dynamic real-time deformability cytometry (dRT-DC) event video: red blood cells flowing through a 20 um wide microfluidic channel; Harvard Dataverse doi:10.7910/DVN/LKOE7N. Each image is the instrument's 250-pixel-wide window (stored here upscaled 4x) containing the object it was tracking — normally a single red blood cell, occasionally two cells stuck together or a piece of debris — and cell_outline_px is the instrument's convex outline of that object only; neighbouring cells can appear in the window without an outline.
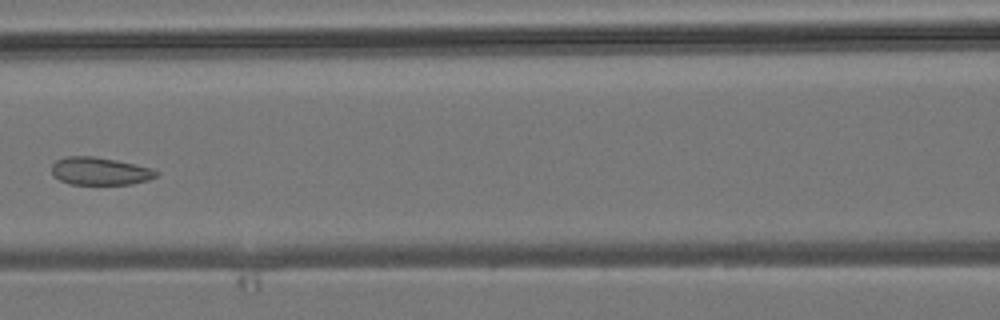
{"species": "common noctule bat (a hibernating species)", "species_latin": "Nyctalus noctula", "temperature_condition": "room temperature", "stored_images_in_passage": 7, "camera_frame_rate_fps": 3000, "um_per_image_px": 0.085, "animal": {"sex": "male", "body_mass_g": 19.2, "forearm_length_mm": 51.8}, "frame": {"image": 1, "passage_image": 5, "time_ms": 5.667, "image_size_px": [1000, 320], "cell_outline_px": [[160, 172], [156, 176], [148, 180], [132, 184], [68, 184], [60, 180], [52, 172], [52, 164], [56, 160], [68, 156], [96, 156], [116, 160], [152, 168]], "centroid_in_image_um": [8.51, 14.54], "position_along_channel_um": 158.1, "area_um2": 16.88}}
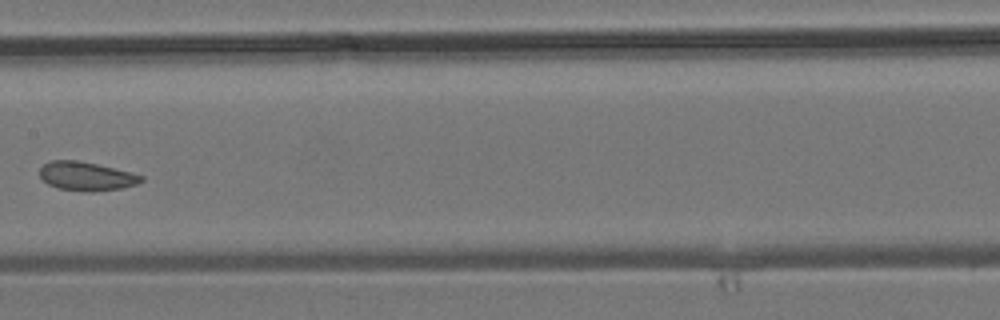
{"frame": {"image": 2, "passage_image": 6, "time_ms": 6.667, "image_size_px": [1000, 320], "cell_outline_px": [[144, 180], [136, 184], [120, 188], [92, 192], [84, 192], [60, 188], [48, 184], [40, 176], [40, 168], [44, 164], [52, 160], [76, 160], [96, 164], [144, 176]], "centroid_in_image_um": [7.32, 14.98], "position_along_channel_um": 200.1, "area_um2": 16.76}}
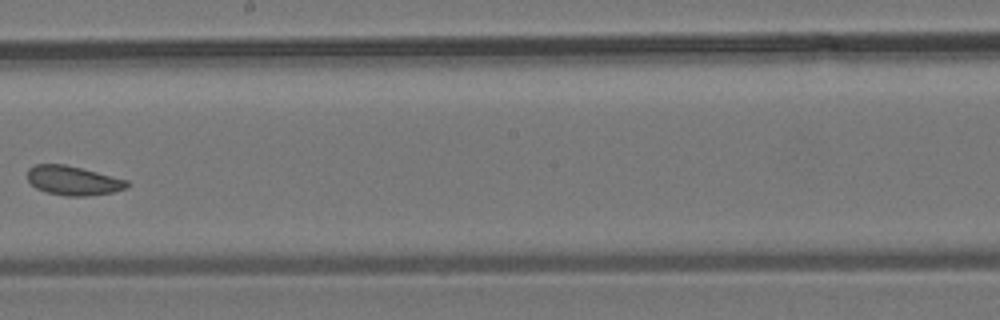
{"frame": {"image": 3, "passage_image": 7, "time_ms": 7.667, "image_size_px": [1000, 320], "cell_outline_px": [[132, 184], [128, 188], [112, 192], [88, 196], [68, 196], [48, 192], [36, 188], [28, 180], [28, 168], [36, 164], [64, 164], [128, 180]], "centroid_in_image_um": [6.25, 15.35], "position_along_channel_um": 241.9, "area_um2": 16.88}}